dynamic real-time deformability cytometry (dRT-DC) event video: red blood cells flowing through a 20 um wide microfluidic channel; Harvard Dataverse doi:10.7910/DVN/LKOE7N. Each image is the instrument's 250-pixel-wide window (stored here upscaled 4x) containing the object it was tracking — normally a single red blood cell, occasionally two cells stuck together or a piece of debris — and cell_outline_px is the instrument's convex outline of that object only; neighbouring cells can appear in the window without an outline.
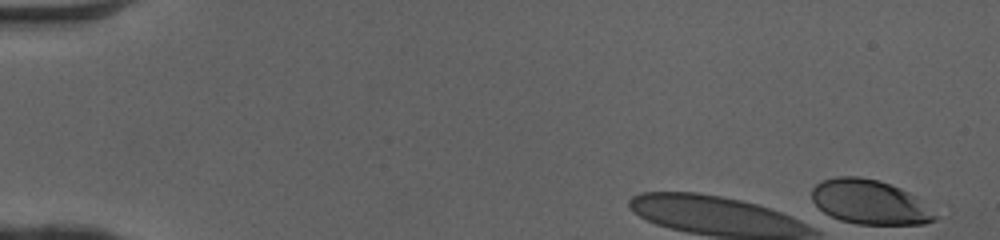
{"species": "human", "species_latin": "Homo sapiens", "temperature_condition": "cold", "stored_images_in_passage": 6, "camera_frame_rate_fps": 3000, "um_per_image_px": 0.085, "donor": {"sex": "female"}, "frame": {"image": 1, "passage_image": 1, "time_ms": 0.0, "image_size_px": [1000, 240], "cell_outline_px": [[936, 220], [924, 224], [856, 224], [840, 220], [824, 212], [812, 200], [812, 188], [820, 180], [836, 176], [860, 176], [880, 180], [900, 188], [916, 196], [936, 216]], "centroid_in_image_um": [73.89, 17.16], "position_along_channel_um": 11.1, "area_um2": 31.79}}